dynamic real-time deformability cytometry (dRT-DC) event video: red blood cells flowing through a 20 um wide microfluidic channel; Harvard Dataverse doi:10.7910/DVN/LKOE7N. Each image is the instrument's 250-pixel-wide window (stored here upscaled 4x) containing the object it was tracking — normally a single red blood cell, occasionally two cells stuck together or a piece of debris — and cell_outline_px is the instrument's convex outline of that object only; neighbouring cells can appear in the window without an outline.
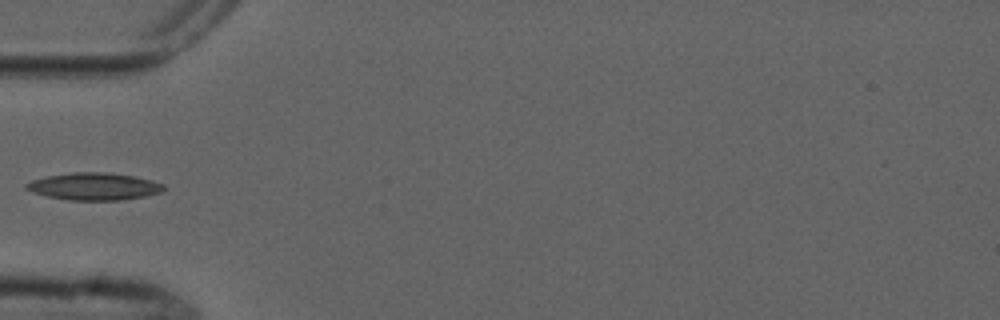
{"species": "common noctule bat (a hibernating species)", "species_latin": "Nyctalus noctula", "temperature_condition": "cold", "stored_images_in_passage": 3, "camera_frame_rate_fps": 3000, "um_per_image_px": 0.085, "animal": {"sex": "male", "forearm_length_mm": 52.5}, "frame": {"image": 1, "passage_image": 3, "time_ms": 3.0, "image_size_px": [1000, 320], "cell_outline_px": [[164, 188], [160, 192], [144, 196], [120, 200], [68, 200], [48, 196], [32, 192], [24, 188], [24, 184], [32, 180], [44, 176], [72, 172], [108, 172], [136, 176], [152, 180], [164, 184]], "centroid_in_image_um": [7.96, 15.83], "position_along_channel_um": 77.0, "area_um2": 21.96}}